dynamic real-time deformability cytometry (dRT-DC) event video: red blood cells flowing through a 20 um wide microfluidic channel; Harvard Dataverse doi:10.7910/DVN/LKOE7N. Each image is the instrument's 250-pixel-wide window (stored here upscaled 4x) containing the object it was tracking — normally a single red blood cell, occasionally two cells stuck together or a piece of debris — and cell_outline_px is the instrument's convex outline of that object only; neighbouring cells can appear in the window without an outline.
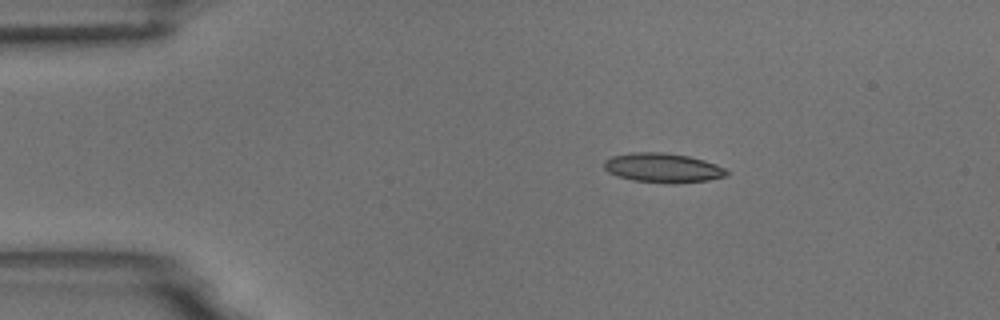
{"species": "common noctule bat (a hibernating species)", "species_latin": "Nyctalus noctula", "temperature_condition": "room temperature", "stored_images_in_passage": 5, "camera_frame_rate_fps": 3000, "um_per_image_px": 0.085, "animal": {"sex": "male", "body_mass_g": 18.8}, "frame": {"image": 1, "passage_image": 2, "time_ms": 1.0, "image_size_px": [1000, 320], "cell_outline_px": [[728, 176], [708, 180], [676, 184], [672, 184], [632, 180], [608, 172], [604, 168], [604, 160], [612, 156], [636, 152], [664, 152], [688, 156], [704, 160], [716, 164], [724, 168], [728, 172]], "centroid_in_image_um": [56.36, 14.27], "position_along_channel_um": 28.6, "area_um2": 21.04}}
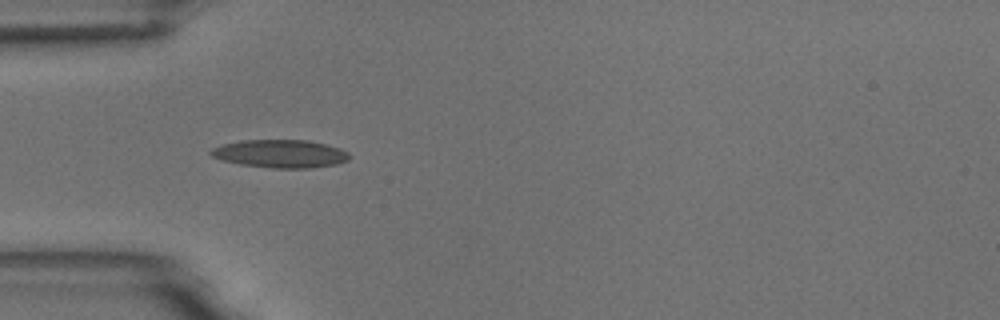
{"frame": {"image": 2, "passage_image": 4, "time_ms": 3.333, "image_size_px": [1000, 320], "cell_outline_px": [[352, 156], [348, 160], [336, 164], [312, 168], [272, 168], [240, 164], [224, 160], [212, 156], [208, 152], [212, 148], [224, 144], [240, 140], [308, 140], [340, 148], [348, 152]], "centroid_in_image_um": [23.85, 13.06], "position_along_channel_um": 61.1, "area_um2": 22.6}}